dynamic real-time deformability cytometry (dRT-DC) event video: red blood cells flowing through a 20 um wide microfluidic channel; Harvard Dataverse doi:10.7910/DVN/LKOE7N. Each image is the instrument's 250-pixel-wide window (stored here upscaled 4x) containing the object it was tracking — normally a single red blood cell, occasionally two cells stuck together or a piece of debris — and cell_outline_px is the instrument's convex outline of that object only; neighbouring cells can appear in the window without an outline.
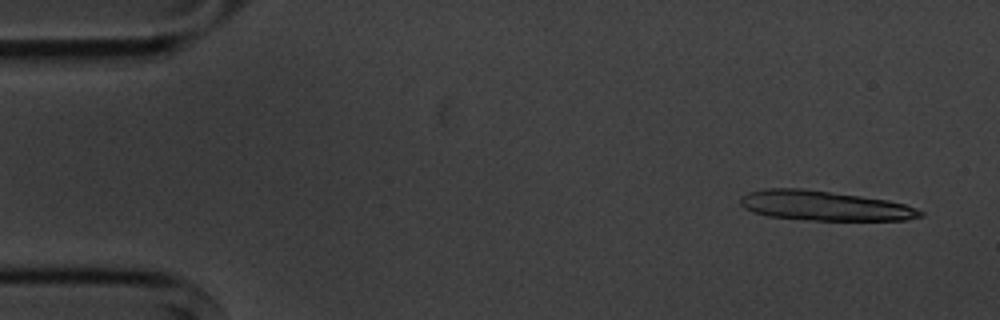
{"species": "common noctule bat (a hibernating species)", "species_latin": "Nyctalus noctula", "temperature_condition": "cold", "stored_images_in_passage": 4, "camera_frame_rate_fps": 3000, "um_per_image_px": 0.085, "animal": {"sex": "male", "body_mass_g": 20.1, "forearm_length_mm": 53.5}, "frame": {"image": 1, "passage_image": 1, "time_ms": 0.0, "image_size_px": [1000, 320], "cell_outline_px": [[924, 216], [908, 220], [812, 220], [768, 216], [744, 208], [740, 204], [740, 196], [748, 192], [764, 188], [800, 188], [860, 196], [888, 200], [904, 204], [916, 208], [924, 212]], "centroid_in_image_um": [70.08, 17.48], "position_along_channel_um": 14.9, "area_um2": 31.1}}